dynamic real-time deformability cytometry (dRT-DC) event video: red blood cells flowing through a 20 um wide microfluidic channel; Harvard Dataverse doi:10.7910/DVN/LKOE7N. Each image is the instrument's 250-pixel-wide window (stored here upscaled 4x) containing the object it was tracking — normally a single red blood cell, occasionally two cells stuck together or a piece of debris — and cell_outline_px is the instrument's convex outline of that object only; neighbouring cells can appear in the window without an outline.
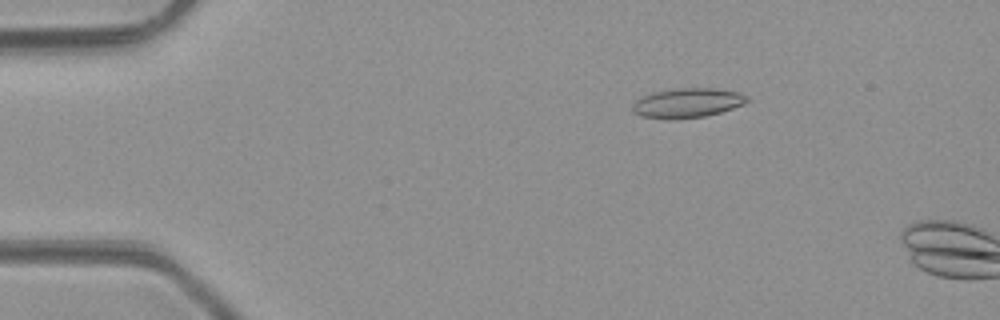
{"species": "common noctule bat (a hibernating species)", "species_latin": "Nyctalus noctula", "temperature_condition": "room temperature", "stored_images_in_passage": 3, "camera_frame_rate_fps": 3000, "um_per_image_px": 0.085, "animal": {"sex": "male", "body_mass_g": 23.1, "forearm_length_mm": 52.7}, "frame": {"image": 1, "passage_image": 2, "time_ms": 1.333, "image_size_px": [1000, 320], "cell_outline_px": [[748, 100], [744, 104], [720, 112], [704, 116], [676, 120], [640, 116], [632, 112], [632, 104], [640, 96], [652, 92], [676, 88], [716, 88], [736, 92], [748, 96]], "centroid_in_image_um": [58.37, 8.75], "position_along_channel_um": 26.6, "area_um2": 19.88}}